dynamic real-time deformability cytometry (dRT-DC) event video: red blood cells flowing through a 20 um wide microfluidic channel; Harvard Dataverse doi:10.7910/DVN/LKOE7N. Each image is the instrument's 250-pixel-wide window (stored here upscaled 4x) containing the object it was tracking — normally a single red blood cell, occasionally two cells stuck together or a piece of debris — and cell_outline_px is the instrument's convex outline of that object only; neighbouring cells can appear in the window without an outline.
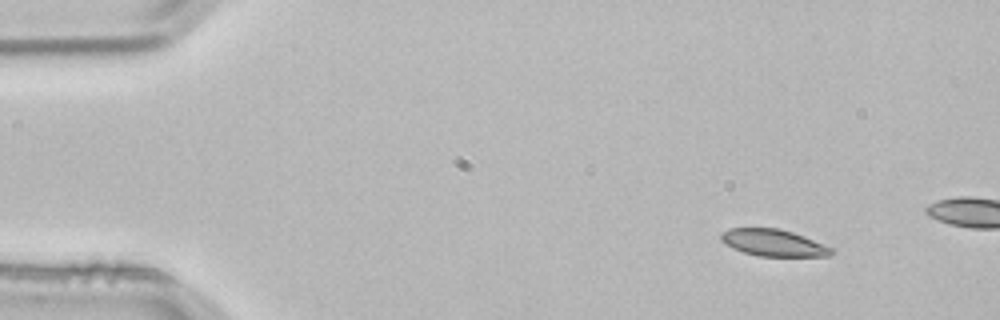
{"species": "common noctule bat (a hibernating species)", "species_latin": "Nyctalus noctula", "temperature_condition": "room temperature", "stored_images_in_passage": 3, "camera_frame_rate_fps": 3000, "um_per_image_px": 0.085, "animal": {"sex": "male", "body_mass_g": 21.5, "forearm_length_mm": 52.0}, "frame": {"image": 1, "passage_image": 1, "time_ms": 0.0, "image_size_px": [1000, 320], "cell_outline_px": [[836, 252], [828, 256], [760, 256], [744, 252], [732, 248], [720, 240], [720, 232], [728, 228], [780, 228], [804, 236], [836, 248]], "centroid_in_image_um": [65.77, 20.63], "position_along_channel_um": 19.2, "area_um2": 17.51}}